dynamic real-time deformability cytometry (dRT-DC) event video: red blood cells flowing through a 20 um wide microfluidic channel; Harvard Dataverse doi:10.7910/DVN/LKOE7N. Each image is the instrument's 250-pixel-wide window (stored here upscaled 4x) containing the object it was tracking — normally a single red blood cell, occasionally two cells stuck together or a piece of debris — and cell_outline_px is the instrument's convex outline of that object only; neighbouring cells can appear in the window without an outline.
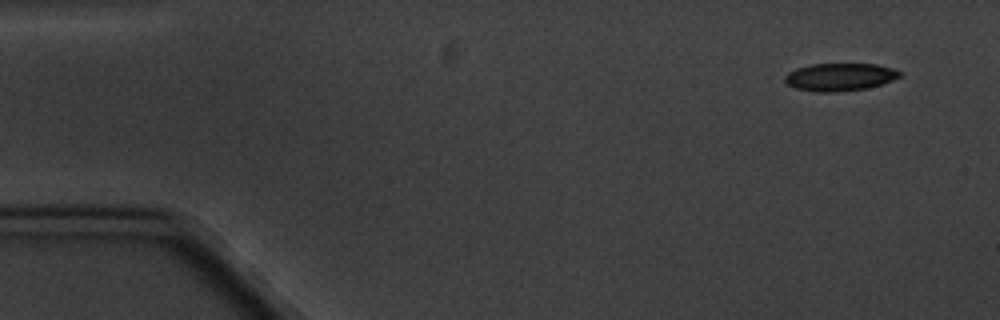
{"species": "common noctule bat (a hibernating species)", "species_latin": "Nyctalus noctula", "temperature_condition": "cold", "stored_images_in_passage": 4, "camera_frame_rate_fps": 3000, "um_per_image_px": 0.085, "animal": {"sex": "male", "body_mass_g": 20.1, "forearm_length_mm": 53.5}, "frame": {"image": 1, "passage_image": 1, "time_ms": 0.0, "image_size_px": [1000, 320], "cell_outline_px": [[904, 76], [880, 84], [864, 88], [836, 92], [816, 92], [796, 88], [788, 84], [784, 80], [784, 76], [788, 72], [796, 68], [812, 64], [876, 64], [892, 68], [900, 72]], "centroid_in_image_um": [71.37, 6.54], "position_along_channel_um": 13.6, "area_um2": 18.44}}
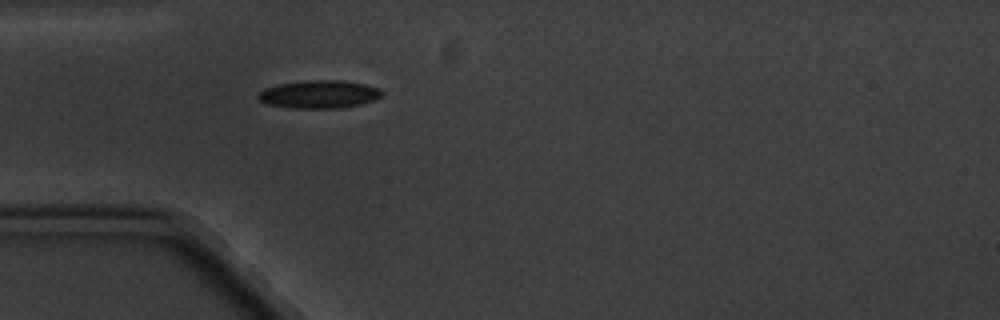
{"frame": {"image": 2, "passage_image": 4, "time_ms": 4.333, "image_size_px": [1000, 320], "cell_outline_px": [[384, 92], [376, 100], [360, 104], [340, 108], [292, 108], [268, 104], [260, 100], [256, 96], [264, 88], [276, 84], [304, 80], [344, 80], [364, 84], [380, 88]], "centroid_in_image_um": [27.13, 8.0], "position_along_channel_um": 57.9, "area_um2": 20.35}}